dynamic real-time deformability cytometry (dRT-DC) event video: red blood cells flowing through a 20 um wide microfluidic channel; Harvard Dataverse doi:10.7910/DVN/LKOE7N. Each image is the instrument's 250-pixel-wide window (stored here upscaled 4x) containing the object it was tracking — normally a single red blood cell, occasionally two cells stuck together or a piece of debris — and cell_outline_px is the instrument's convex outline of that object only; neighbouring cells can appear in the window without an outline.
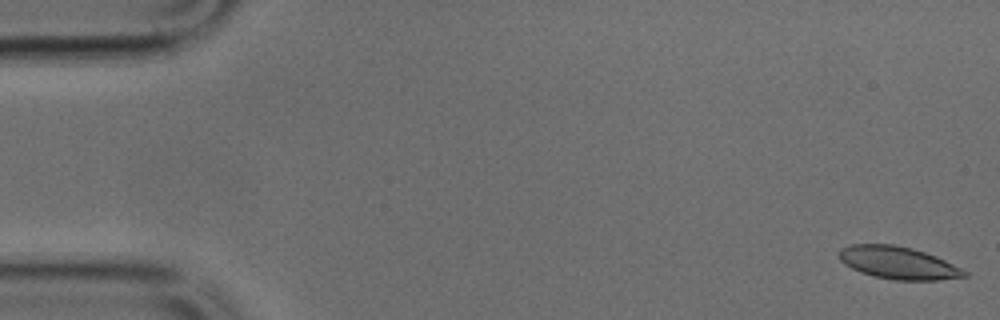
{"species": "common noctule bat (a hibernating species)", "species_latin": "Nyctalus noctula", "temperature_condition": "cold", "stored_images_in_passage": 49, "camera_frame_rate_fps": 3000, "um_per_image_px": 0.085, "animal": {"sex": "male", "body_mass_g": 17.9, "forearm_length_mm": 54.2}, "frame": {"image": 1, "passage_image": 1, "time_ms": 0.0, "image_size_px": [1000, 320], "cell_outline_px": [[968, 276], [936, 280], [896, 280], [872, 276], [860, 272], [844, 264], [840, 260], [840, 248], [852, 244], [892, 244], [912, 248], [936, 256], [968, 272]], "centroid_in_image_um": [76.33, 22.34], "position_along_channel_um": 8.7, "area_um2": 23.58}}
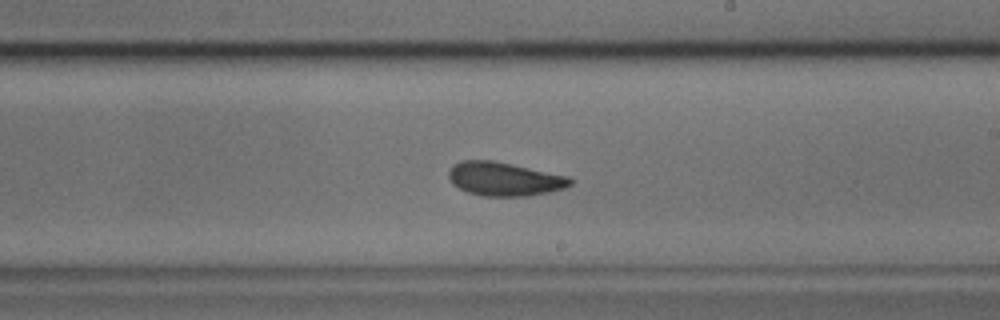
{"frame": {"image": 2, "passage_image": 28, "time_ms": 9.0, "image_size_px": [1000, 320], "cell_outline_px": [[572, 184], [564, 188], [548, 192], [528, 196], [484, 196], [468, 192], [452, 184], [448, 176], [448, 172], [460, 160], [492, 160], [568, 176], [572, 180]], "centroid_in_image_um": [42.86, 15.22], "position_along_channel_um": 246.1, "area_um2": 23.64}}
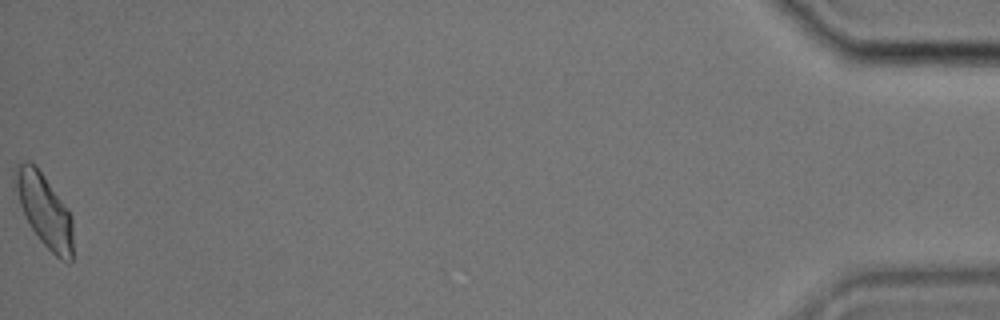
{"frame": {"image": 3, "passage_image": 49, "time_ms": 16.0, "image_size_px": [1000, 320], "cell_outline_px": [[72, 260], [68, 264], [60, 260], [40, 240], [32, 228], [20, 204], [16, 188], [12, 168], [24, 160], [28, 160], [36, 164], [68, 208], [72, 216]], "centroid_in_image_um": [3.78, 17.83], "position_along_channel_um": 431.4, "area_um2": 24.57}}